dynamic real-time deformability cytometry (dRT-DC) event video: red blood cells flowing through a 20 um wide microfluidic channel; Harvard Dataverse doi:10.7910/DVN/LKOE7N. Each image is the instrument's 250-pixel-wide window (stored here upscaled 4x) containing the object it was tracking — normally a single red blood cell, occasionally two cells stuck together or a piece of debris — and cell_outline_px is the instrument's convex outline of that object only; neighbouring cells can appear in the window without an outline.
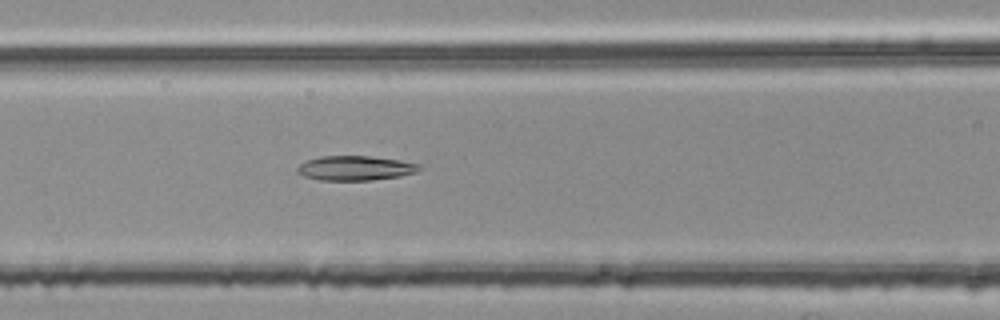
{"species": "common noctule bat (a hibernating species)", "species_latin": "Nyctalus noctula", "temperature_condition": "room temperature", "stored_images_in_passage": 37, "camera_frame_rate_fps": 3000, "um_per_image_px": 0.085, "animal": {"sex": "female", "body_mass_g": 25.1}, "frame": {"image": 1, "passage_image": 6, "time_ms": 1.667, "image_size_px": [1000, 320], "cell_outline_px": [[420, 168], [416, 172], [400, 176], [372, 180], [320, 180], [304, 176], [296, 172], [296, 168], [304, 160], [320, 156], [368, 156], [396, 160], [420, 164]], "centroid_in_image_um": [30.13, 14.29], "position_along_channel_um": 136.5, "area_um2": 17.4}}
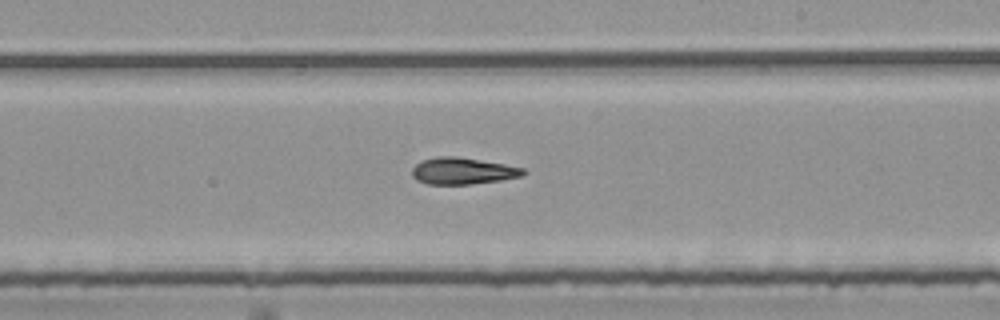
{"frame": {"image": 2, "passage_image": 15, "time_ms": 4.667, "image_size_px": [1000, 320], "cell_outline_px": [[528, 172], [520, 176], [500, 180], [468, 184], [428, 184], [416, 180], [412, 176], [412, 168], [420, 160], [436, 156], [452, 156], [504, 164], [524, 168]], "centroid_in_image_um": [39.29, 14.53], "position_along_channel_um": 249.7, "area_um2": 17.17}}
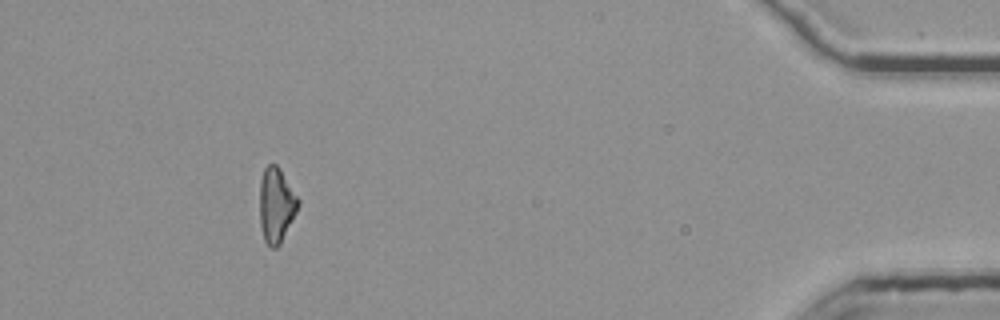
{"frame": {"image": 3, "passage_image": 33, "time_ms": 10.667, "image_size_px": [1000, 320], "cell_outline_px": [[300, 204], [280, 244], [276, 248], [268, 248], [264, 240], [260, 224], [260, 180], [264, 168], [268, 164], [276, 164], [280, 168], [300, 200]], "centroid_in_image_um": [23.48, 17.43], "position_along_channel_um": 411.7, "area_um2": 16.88}}